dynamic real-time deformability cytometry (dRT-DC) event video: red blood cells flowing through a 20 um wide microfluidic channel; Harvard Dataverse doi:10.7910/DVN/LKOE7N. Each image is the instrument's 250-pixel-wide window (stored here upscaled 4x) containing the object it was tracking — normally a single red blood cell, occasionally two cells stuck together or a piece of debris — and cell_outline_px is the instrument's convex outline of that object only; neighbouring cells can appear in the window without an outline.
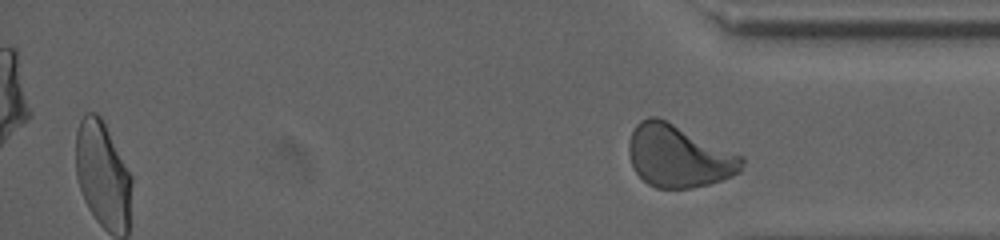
{"species": "human", "species_latin": "Homo sapiens", "temperature_condition": "cold", "stored_images_in_passage": 33, "segment_of_instrument_passage": [2, 2], "camera_frame_rate_fps": 3000, "um_per_image_px": 0.085, "donor": {"sex": "male"}, "frame": {"image": 1, "passage_image": 33, "time_ms": 12.0, "image_size_px": [1000, 240], "cell_outline_px": [[744, 164], [740, 172], [732, 176], [708, 184], [692, 188], [656, 188], [648, 184], [636, 172], [632, 164], [628, 152], [628, 144], [632, 132], [636, 124], [640, 120], [648, 116], [656, 116], [744, 156]], "centroid_in_image_um": [57.68, 13.27], "position_along_channel_um": 377.5, "area_um2": 40.92}}